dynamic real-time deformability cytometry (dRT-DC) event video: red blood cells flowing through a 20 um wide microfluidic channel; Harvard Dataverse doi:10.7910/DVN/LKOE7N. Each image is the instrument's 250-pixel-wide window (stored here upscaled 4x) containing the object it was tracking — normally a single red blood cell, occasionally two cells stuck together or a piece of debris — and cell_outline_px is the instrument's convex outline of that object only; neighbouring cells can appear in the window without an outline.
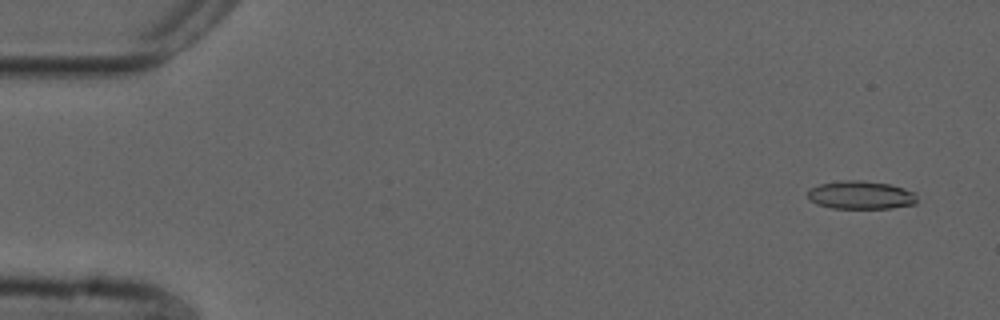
{"species": "common noctule bat (a hibernating species)", "species_latin": "Nyctalus noctula", "temperature_condition": "cold", "stored_images_in_passage": 54, "camera_frame_rate_fps": 3000, "um_per_image_px": 0.085, "animal": {"sex": "male", "forearm_length_mm": 52.5}, "frame": {"image": 1, "passage_image": 3, "time_ms": 0.667, "image_size_px": [1000, 320], "cell_outline_px": [[916, 204], [892, 208], [832, 208], [816, 204], [808, 196], [808, 188], [820, 184], [844, 180], [860, 180], [888, 184], [904, 188], [916, 192]], "centroid_in_image_um": [73.18, 16.58], "position_along_channel_um": 11.8, "area_um2": 17.98}}
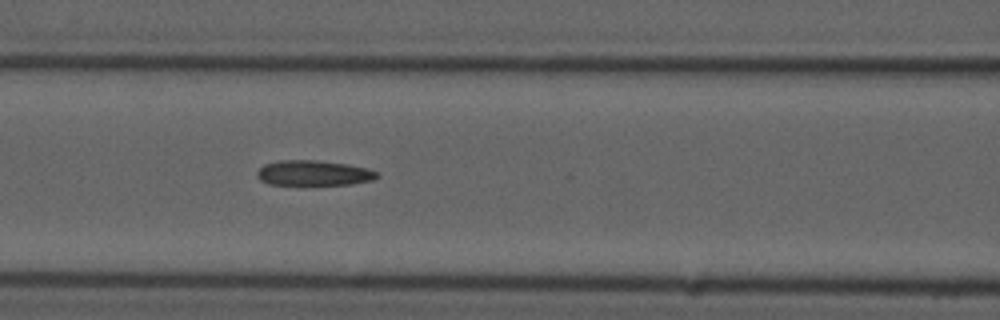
{"frame": {"image": 2, "passage_image": 23, "time_ms": 7.333, "image_size_px": [1000, 320], "cell_outline_px": [[380, 176], [372, 180], [352, 184], [268, 184], [260, 180], [256, 176], [256, 172], [264, 164], [280, 160], [316, 160], [348, 164], [368, 168], [376, 172]], "centroid_in_image_um": [26.65, 14.7], "position_along_channel_um": 140.0, "area_um2": 17.57}}
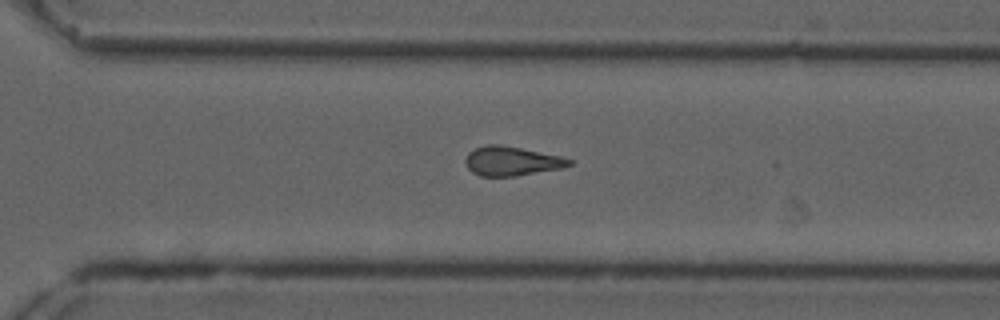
{"frame": {"image": 3, "passage_image": 38, "time_ms": 12.333, "image_size_px": [1000, 320], "cell_outline_px": [[572, 164], [560, 168], [512, 176], [480, 176], [472, 172], [468, 168], [464, 160], [468, 152], [476, 148], [488, 144], [496, 144], [520, 148], [560, 156], [572, 160]], "centroid_in_image_um": [43.44, 13.69], "position_along_channel_um": 327.2, "area_um2": 17.34}, "authors_computed_cell_mechanics": {"area_um2": 17.8313, "velocity_mm_per_s": 3.7595, "shape_relaxation_time_tau1_ms": null, "shape_relaxation_time_tau2_ms": 2.9437, "deformation_change_tau1": null, "deformation_change_tau2": 0.1203}}